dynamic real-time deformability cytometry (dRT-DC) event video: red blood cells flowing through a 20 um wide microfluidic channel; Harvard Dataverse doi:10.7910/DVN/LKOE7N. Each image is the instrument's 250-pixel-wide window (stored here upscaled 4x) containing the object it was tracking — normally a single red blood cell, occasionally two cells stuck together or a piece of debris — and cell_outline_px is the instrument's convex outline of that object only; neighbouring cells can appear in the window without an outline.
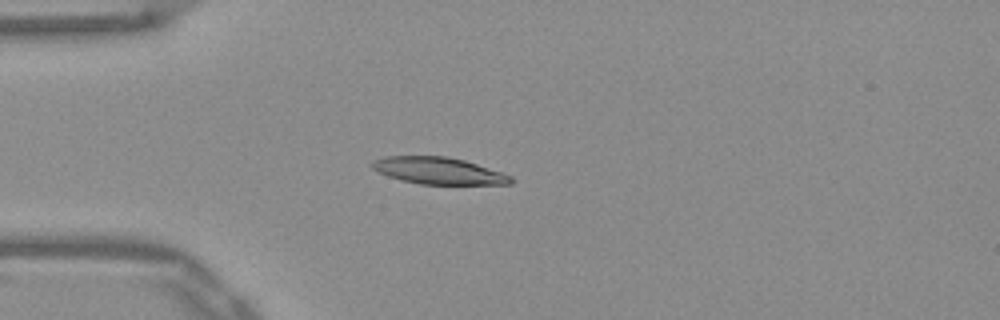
{"species": "Egyptian fruit bat (a non-hibernating species)", "species_latin": "Rousettus aegyptiacus", "temperature_condition": "warm", "stored_images_in_passage": 51, "camera_frame_rate_fps": 3000, "um_per_image_px": 0.085, "frame": {"image": 1, "passage_image": 13, "time_ms": 4.0, "image_size_px": [1000, 320], "cell_outline_px": [[512, 184], [420, 184], [400, 180], [388, 176], [372, 168], [372, 160], [384, 156], [448, 156], [464, 160], [512, 176]], "centroid_in_image_um": [37.24, 14.51], "position_along_channel_um": 47.8, "area_um2": 21.56}}
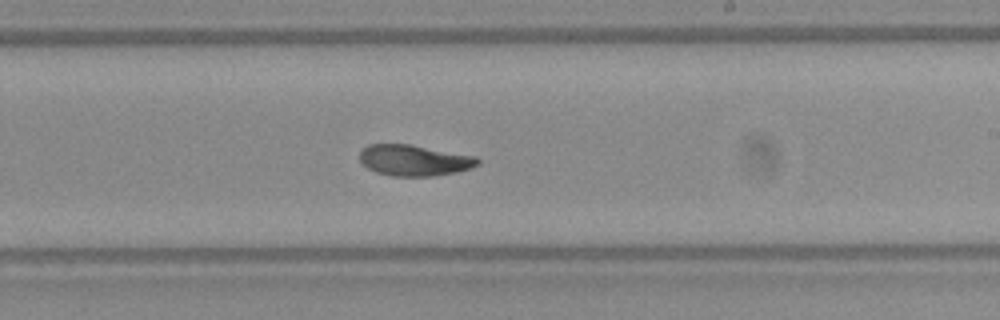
{"frame": {"image": 2, "passage_image": 30, "time_ms": 9.667, "image_size_px": [1000, 320], "cell_outline_px": [[480, 164], [472, 168], [456, 172], [432, 176], [392, 176], [376, 172], [368, 168], [360, 160], [360, 152], [368, 144], [408, 144], [476, 156], [480, 160]], "centroid_in_image_um": [35.23, 13.63], "position_along_channel_um": 253.8, "area_um2": 21.27}}
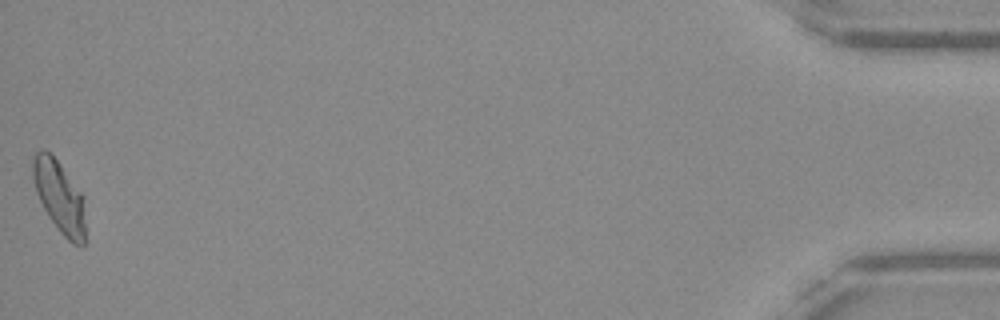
{"frame": {"image": 3, "passage_image": 51, "time_ms": 16.667, "image_size_px": [1000, 320], "cell_outline_px": [[84, 244], [80, 248], [72, 244], [60, 232], [48, 216], [36, 192], [32, 180], [32, 160], [36, 152], [44, 148], [60, 164], [84, 196]], "centroid_in_image_um": [5.04, 16.73], "position_along_channel_um": 430.2, "area_um2": 22.02}, "authors_computed_cell_mechanics": {"area_um2": 21.8484, "velocity_mm_per_s": 3.8965, "shape_relaxation_time_tau1_ms": 6.3979, "shape_relaxation_time_tau2_ms": 2.4747, "deformation_change_tau1": 0.2118, "deformation_change_tau2": 0.0876}}